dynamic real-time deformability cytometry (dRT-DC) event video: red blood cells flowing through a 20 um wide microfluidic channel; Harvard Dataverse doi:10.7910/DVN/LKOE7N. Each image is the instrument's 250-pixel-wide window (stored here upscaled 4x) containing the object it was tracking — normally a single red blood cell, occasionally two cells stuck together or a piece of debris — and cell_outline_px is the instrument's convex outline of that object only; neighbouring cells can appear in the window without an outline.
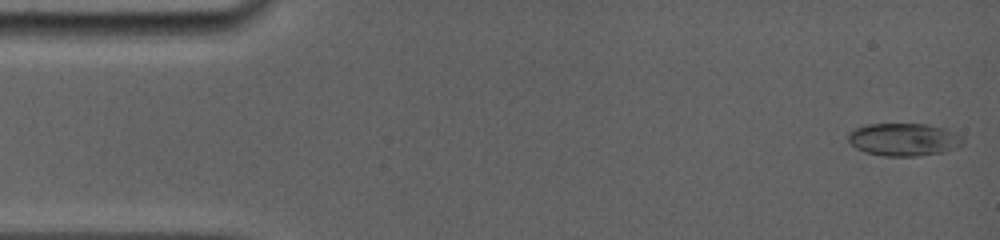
{"species": "common noctule bat (a hibernating species)", "species_latin": "Nyctalus noctula", "temperature_condition": "room temperature", "stored_images_in_passage": 10, "camera_frame_rate_fps": 5000, "um_per_image_px": 0.085, "animal": {"sex": "female", "body_mass_g": 19.0, "forearm_length_mm": 56.7}, "frame": {"image": 1, "passage_image": 1, "time_ms": 0.0, "image_size_px": [1000, 240], "cell_outline_px": [[964, 140], [960, 144], [940, 152], [916, 156], [884, 156], [864, 152], [856, 148], [848, 140], [848, 132], [856, 128], [868, 124], [928, 124], [944, 128], [960, 136]], "centroid_in_image_um": [76.74, 11.85], "position_along_channel_um": 8.3, "area_um2": 21.5}}